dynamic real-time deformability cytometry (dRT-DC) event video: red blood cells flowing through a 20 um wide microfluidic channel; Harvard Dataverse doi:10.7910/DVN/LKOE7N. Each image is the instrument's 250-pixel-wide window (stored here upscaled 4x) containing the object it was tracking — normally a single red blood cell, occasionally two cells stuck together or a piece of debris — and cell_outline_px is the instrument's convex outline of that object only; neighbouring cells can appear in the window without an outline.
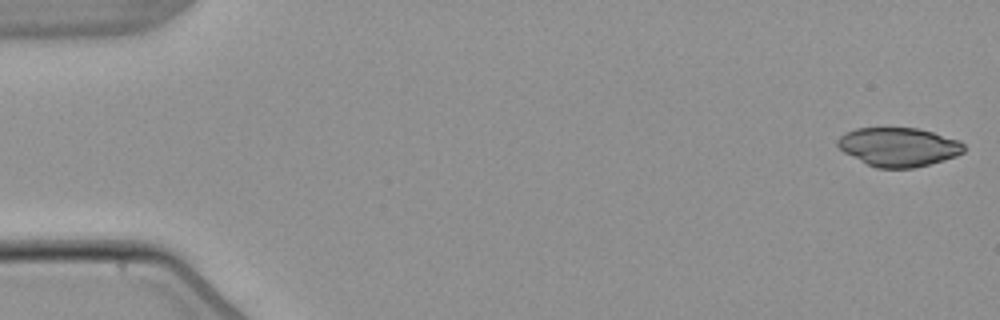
{"species": "common noctule bat (a hibernating species)", "species_latin": "Nyctalus noctula", "temperature_condition": "warm", "stored_images_in_passage": 4, "camera_frame_rate_fps": 3000, "um_per_image_px": 0.085, "animal": {"sex": "male", "body_mass_g": 21.5, "forearm_length_mm": 52.0}, "frame": {"image": 1, "passage_image": 1, "time_ms": 0.0, "image_size_px": [1000, 320], "cell_outline_px": [[964, 152], [956, 156], [944, 160], [912, 168], [876, 168], [844, 152], [836, 144], [836, 140], [844, 132], [856, 128], [920, 128], [960, 140], [964, 144]], "centroid_in_image_um": [76.39, 12.48], "position_along_channel_um": 8.6, "area_um2": 28.61}}